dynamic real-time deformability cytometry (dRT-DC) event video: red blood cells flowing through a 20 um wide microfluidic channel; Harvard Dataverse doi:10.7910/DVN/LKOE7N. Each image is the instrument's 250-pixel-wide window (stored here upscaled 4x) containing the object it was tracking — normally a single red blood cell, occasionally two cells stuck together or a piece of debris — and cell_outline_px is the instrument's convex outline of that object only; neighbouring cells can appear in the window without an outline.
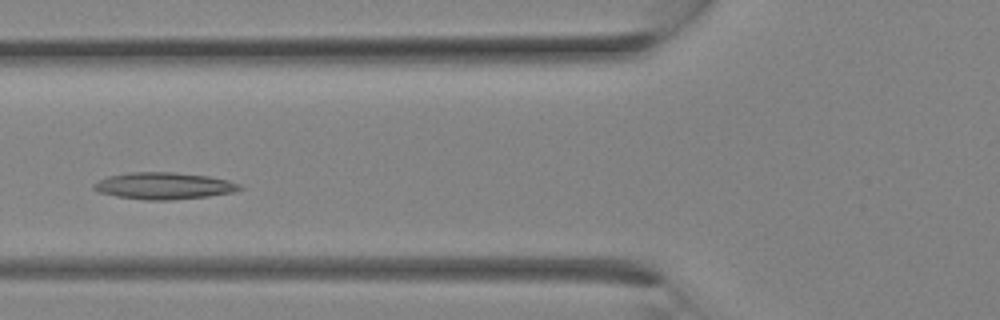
{"species": "Egyptian fruit bat (a non-hibernating species)", "species_latin": "Rousettus aegyptiacus", "temperature_condition": "room temperature", "stored_images_in_passage": 25, "camera_frame_rate_fps": 3000, "um_per_image_px": 0.085, "animal": {"sex": "female"}, "frame": {"image": 1, "passage_image": 8, "time_ms": 2.333, "image_size_px": [1000, 320], "cell_outline_px": [[244, 188], [236, 192], [208, 196], [172, 200], [148, 200], [116, 196], [100, 192], [92, 188], [92, 184], [108, 176], [128, 172], [172, 172], [208, 176], [228, 180], [240, 184]], "centroid_in_image_um": [13.95, 15.79], "position_along_channel_um": 111.8, "area_um2": 22.83}}
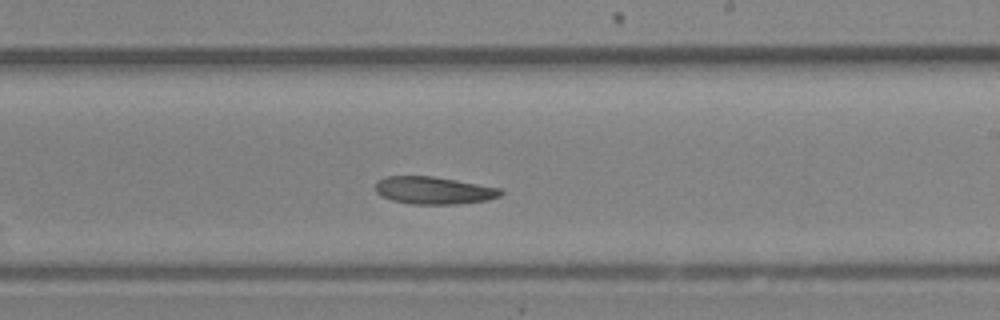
{"frame": {"image": 2, "passage_image": 14, "time_ms": 4.333, "image_size_px": [1000, 320], "cell_outline_px": [[504, 192], [500, 196], [488, 200], [456, 204], [412, 204], [392, 200], [380, 196], [376, 192], [376, 180], [384, 176], [432, 176], [456, 180], [500, 188]], "centroid_in_image_um": [36.84, 16.18], "position_along_channel_um": 252.2, "area_um2": 20.11}}
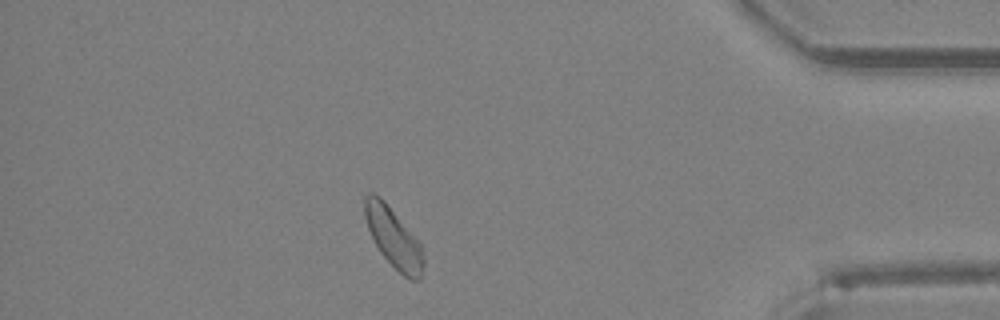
{"frame": {"image": 3, "passage_image": 22, "time_ms": 7.0, "image_size_px": [1000, 320], "cell_outline_px": [[424, 264], [420, 280], [408, 280], [380, 252], [368, 228], [364, 216], [364, 196], [368, 192], [372, 192], [380, 196], [384, 200], [420, 240], [424, 260]], "centroid_in_image_um": [33.47, 20.17], "position_along_channel_um": 401.7, "area_um2": 20.63}}